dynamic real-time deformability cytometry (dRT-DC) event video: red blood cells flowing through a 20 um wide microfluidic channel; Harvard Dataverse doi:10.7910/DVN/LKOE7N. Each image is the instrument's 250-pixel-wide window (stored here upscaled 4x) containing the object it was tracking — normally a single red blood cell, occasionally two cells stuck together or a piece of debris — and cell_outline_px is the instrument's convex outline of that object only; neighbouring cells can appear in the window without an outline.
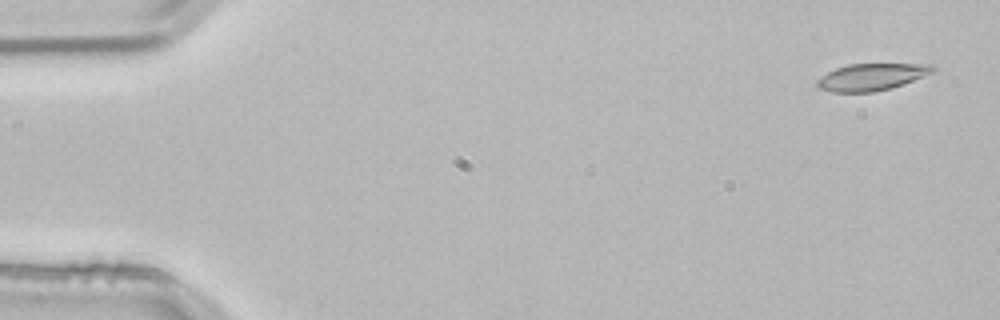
{"species": "common noctule bat (a hibernating species)", "species_latin": "Nyctalus noctula", "temperature_condition": "room temperature", "stored_images_in_passage": 3, "camera_frame_rate_fps": 3000, "um_per_image_px": 0.085, "animal": {"sex": "male", "body_mass_g": 21.5, "forearm_length_mm": 52.0}, "frame": {"image": 1, "passage_image": 1, "time_ms": 0.0, "image_size_px": [1000, 320], "cell_outline_px": [[936, 72], [904, 84], [872, 92], [832, 92], [820, 88], [816, 84], [816, 80], [820, 76], [836, 68], [848, 64], [932, 64], [936, 68]], "centroid_in_image_um": [74.11, 6.53], "position_along_channel_um": 10.9, "area_um2": 18.21}}
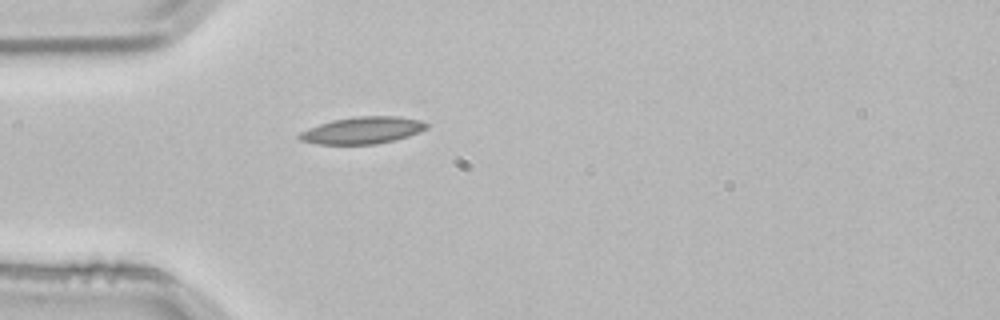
{"frame": {"image": 2, "passage_image": 3, "time_ms": 0.667, "image_size_px": [1000, 320], "cell_outline_px": [[428, 128], [420, 132], [408, 136], [376, 144], [316, 144], [300, 140], [296, 136], [300, 132], [308, 128], [332, 120], [356, 116], [400, 116], [420, 120], [428, 124]], "centroid_in_image_um": [30.81, 11.07], "position_along_channel_um": 54.2, "area_um2": 20.0}}